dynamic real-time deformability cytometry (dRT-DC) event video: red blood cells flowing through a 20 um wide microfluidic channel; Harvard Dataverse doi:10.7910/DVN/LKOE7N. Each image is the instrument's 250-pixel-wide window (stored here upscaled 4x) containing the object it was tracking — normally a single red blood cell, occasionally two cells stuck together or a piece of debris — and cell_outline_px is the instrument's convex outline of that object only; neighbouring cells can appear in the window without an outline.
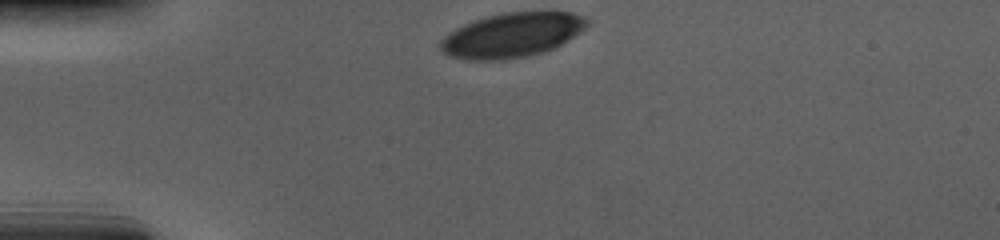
{"species": "human", "species_latin": "Homo sapiens", "temperature_condition": "cold", "stored_images_in_passage": 33, "camera_frame_rate_fps": 3000, "um_per_image_px": 0.085, "donor": {"sex": "male"}, "frame": {"image": 1, "passage_image": 1, "time_ms": 0.0, "image_size_px": [1000, 240], "cell_outline_px": [[588, 24], [580, 32], [560, 44], [544, 52], [528, 56], [500, 60], [468, 60], [452, 56], [444, 52], [440, 48], [440, 40], [448, 32], [464, 24], [488, 16], [504, 12], [572, 12], [584, 16], [588, 20]], "centroid_in_image_um": [43.5, 2.98], "position_along_channel_um": 41.5, "area_um2": 37.74}}
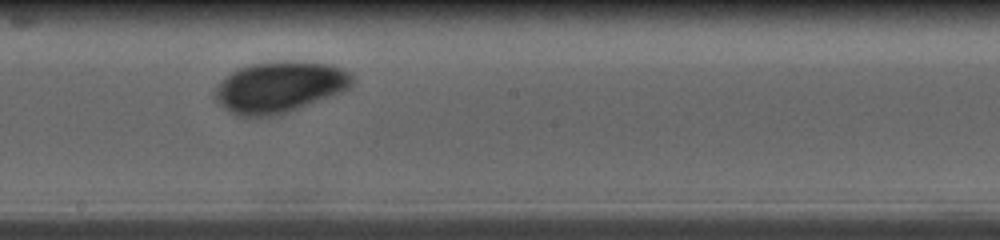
{"frame": {"image": 2, "passage_image": 19, "time_ms": 6.0, "image_size_px": [1000, 240], "cell_outline_px": [[356, 80], [348, 88], [340, 92], [280, 116], [268, 120], [248, 120], [236, 116], [224, 108], [216, 100], [212, 92], [216, 84], [220, 80], [232, 72], [240, 68], [252, 64], [288, 60], [332, 64], [344, 68], [352, 72]], "centroid_in_image_um": [23.73, 7.45], "position_along_channel_um": 224.5, "area_um2": 42.37}}
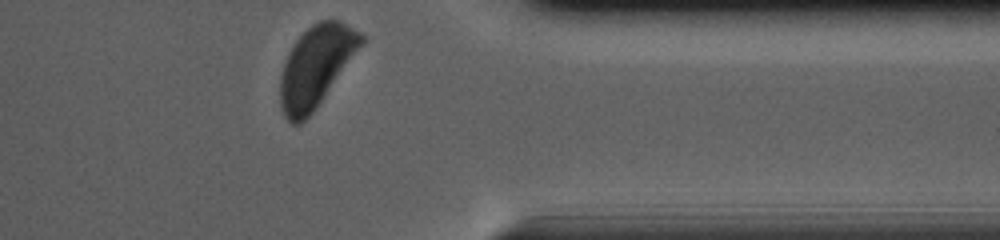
{"frame": {"image": 3, "passage_image": 33, "time_ms": 10.667, "image_size_px": [1000, 240], "cell_outline_px": [[368, 40], [316, 108], [300, 124], [292, 124], [284, 116], [280, 108], [280, 76], [288, 52], [292, 44], [312, 24], [320, 20], [340, 20], [360, 32]], "centroid_in_image_um": [26.89, 5.63], "position_along_channel_um": 384.5, "area_um2": 38.55}, "authors_computed_cell_mechanics": {"area_um2": 39.8242, "velocity_mm_per_s": 3.6358, "shape_relaxation_time_tau1_ms": 2.9253, "shape_relaxation_time_tau2_ms": 2.8217, "deformation_change_tau1": 0.1426, "deformation_change_tau2": 0.0628}}